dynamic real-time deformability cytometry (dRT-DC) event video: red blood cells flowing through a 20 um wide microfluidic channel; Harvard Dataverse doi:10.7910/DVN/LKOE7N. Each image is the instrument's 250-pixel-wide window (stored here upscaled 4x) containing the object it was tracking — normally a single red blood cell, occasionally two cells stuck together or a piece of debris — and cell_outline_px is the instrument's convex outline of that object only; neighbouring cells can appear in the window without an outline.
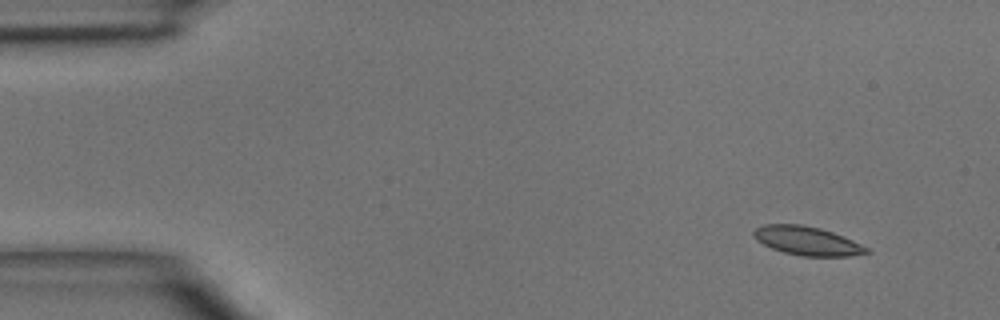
{"species": "common noctule bat (a hibernating species)", "species_latin": "Nyctalus noctula", "temperature_condition": "room temperature", "stored_images_in_passage": 6, "camera_frame_rate_fps": 3000, "um_per_image_px": 0.085, "animal": {"sex": "male", "body_mass_g": 15.6}, "frame": {"image": 1, "passage_image": 1, "time_ms": 0.0, "image_size_px": [1000, 320], "cell_outline_px": [[872, 252], [848, 256], [800, 256], [784, 252], [772, 248], [756, 240], [752, 236], [752, 232], [756, 228], [764, 224], [800, 224], [820, 228], [844, 236], [868, 248]], "centroid_in_image_um": [68.59, 20.47], "position_along_channel_um": 16.4, "area_um2": 18.9}}
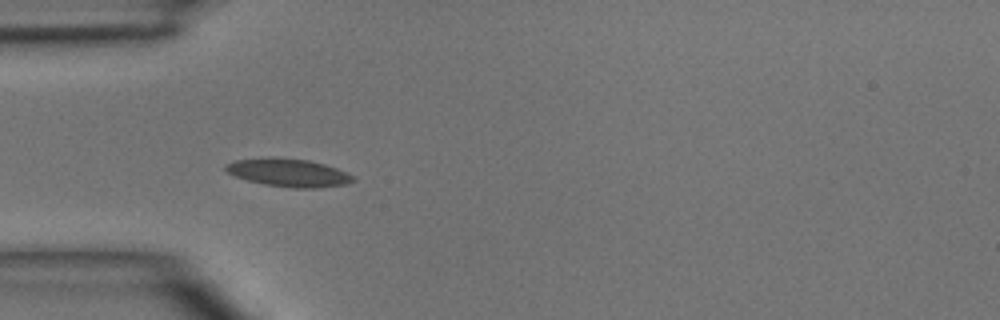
{"frame": {"image": 2, "passage_image": 4, "time_ms": 3.333, "image_size_px": [1000, 320], "cell_outline_px": [[356, 180], [344, 184], [316, 188], [292, 188], [264, 184], [248, 180], [236, 176], [228, 172], [224, 168], [224, 164], [236, 160], [268, 156], [276, 156], [308, 160], [324, 164], [336, 168], [352, 176]], "centroid_in_image_um": [24.47, 14.65], "position_along_channel_um": 60.5, "area_um2": 20.81}}
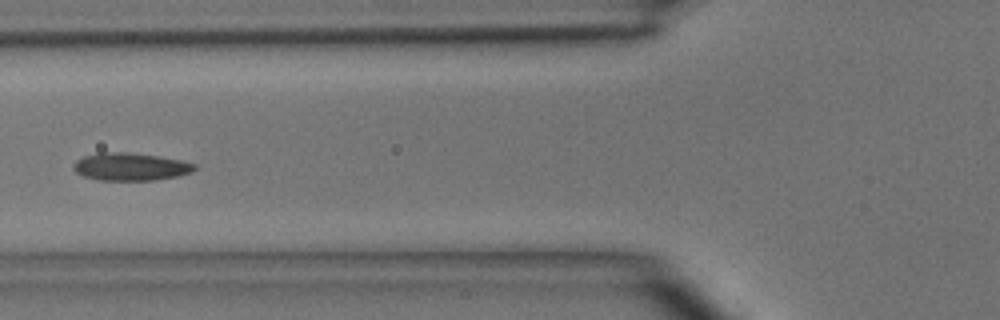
{"frame": {"image": 3, "passage_image": 5, "time_ms": 4.667, "image_size_px": [1000, 320], "cell_outline_px": [[196, 168], [192, 172], [176, 176], [156, 180], [100, 180], [84, 176], [76, 172], [72, 168], [72, 164], [76, 160], [84, 156], [100, 152], [128, 152], [160, 156], [180, 160], [196, 164]], "centroid_in_image_um": [11.08, 14.16], "position_along_channel_um": 114.7, "area_um2": 19.59}}